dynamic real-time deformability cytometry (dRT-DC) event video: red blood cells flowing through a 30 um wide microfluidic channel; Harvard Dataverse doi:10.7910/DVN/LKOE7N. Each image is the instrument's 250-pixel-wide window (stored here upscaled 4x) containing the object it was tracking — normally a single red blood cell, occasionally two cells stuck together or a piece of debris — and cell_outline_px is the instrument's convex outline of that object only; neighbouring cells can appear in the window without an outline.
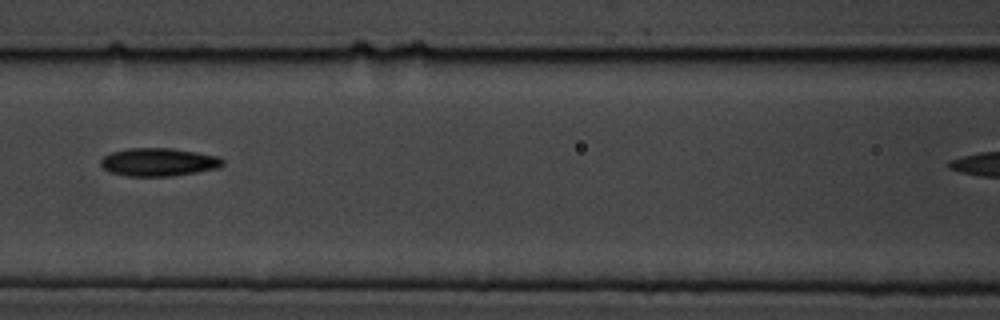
{"species": "common noctule bat (a hibernating species)", "species_latin": "Nyctalus noctula", "temperature_condition": "cold", "stored_images_in_passage": 8, "segment_of_instrument_passage": [1, 2], "camera_frame_rate_fps": 3000, "um_per_image_px": 0.085, "animal": {"sex": "male", "body_mass_g": 19.5, "forearm_length_mm": 54.6}, "frame": {"image": 1, "passage_image": 4, "time_ms": 3.333, "image_size_px": [1000, 320], "cell_outline_px": [[224, 164], [220, 168], [172, 176], [128, 176], [112, 172], [104, 168], [100, 164], [100, 160], [104, 156], [112, 152], [128, 148], [172, 148], [220, 156], [224, 160]], "centroid_in_image_um": [13.52, 13.77], "position_along_channel_um": 153.1, "area_um2": 20.0}}
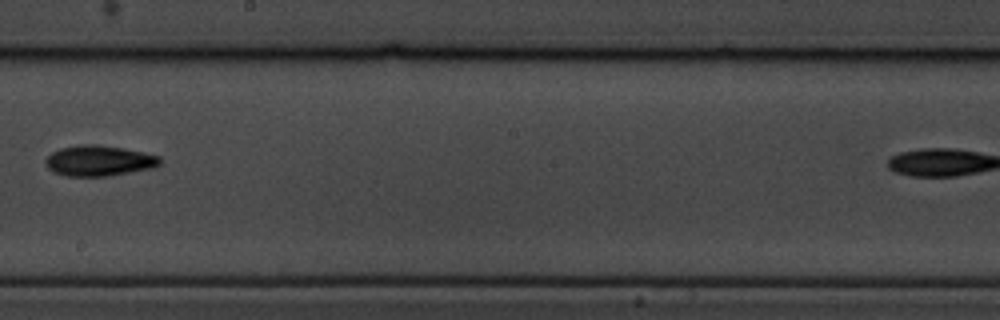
{"frame": {"image": 2, "passage_image": 6, "time_ms": 5.667, "image_size_px": [1000, 320], "cell_outline_px": [[160, 164], [152, 168], [108, 176], [68, 176], [56, 172], [48, 168], [44, 160], [52, 152], [60, 148], [84, 144], [124, 148], [144, 152], [160, 156]], "centroid_in_image_um": [8.42, 13.66], "position_along_channel_um": 239.8, "area_um2": 20.11}}
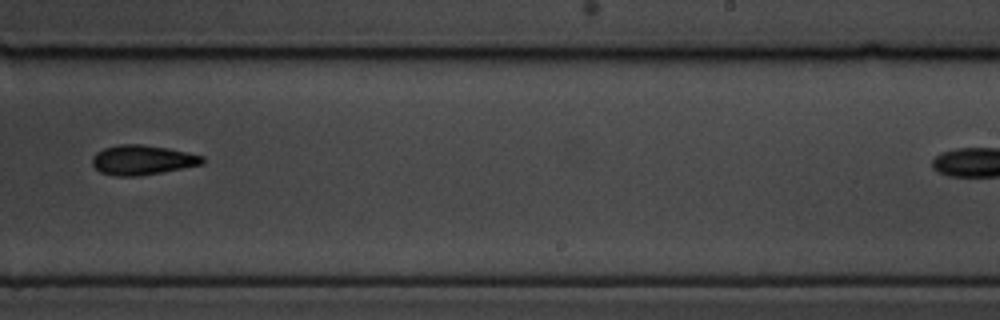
{"frame": {"image": 3, "passage_image": 7, "time_ms": 6.667, "image_size_px": [1000, 320], "cell_outline_px": [[204, 164], [140, 176], [116, 176], [100, 172], [92, 164], [92, 156], [96, 152], [104, 148], [120, 144], [140, 144], [168, 148], [188, 152], [204, 156]], "centroid_in_image_um": [12.1, 13.59], "position_along_channel_um": 276.9, "area_um2": 19.13}}